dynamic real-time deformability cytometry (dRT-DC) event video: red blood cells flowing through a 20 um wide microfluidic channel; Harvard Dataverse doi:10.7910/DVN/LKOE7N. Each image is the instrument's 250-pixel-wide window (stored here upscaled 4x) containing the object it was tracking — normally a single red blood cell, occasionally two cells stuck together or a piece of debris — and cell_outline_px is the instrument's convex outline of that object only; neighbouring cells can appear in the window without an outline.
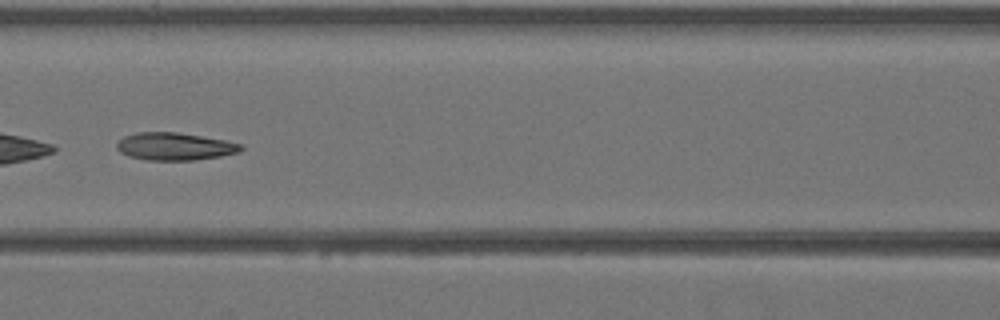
{"species": "Egyptian fruit bat (a non-hibernating species)", "species_latin": "Rousettus aegyptiacus", "temperature_condition": "warm", "stored_images_in_passage": 39, "camera_frame_rate_fps": 3000, "um_per_image_px": 0.085, "animal": {"sex": "female"}, "frame": {"image": 1, "passage_image": 17, "time_ms": 5.333, "image_size_px": [1000, 320], "cell_outline_px": [[244, 148], [240, 152], [220, 156], [196, 160], [148, 160], [128, 156], [120, 152], [116, 148], [116, 144], [124, 136], [136, 132], [176, 132], [224, 140], [240, 144]], "centroid_in_image_um": [14.83, 12.45], "position_along_channel_um": 151.8, "area_um2": 19.88}}